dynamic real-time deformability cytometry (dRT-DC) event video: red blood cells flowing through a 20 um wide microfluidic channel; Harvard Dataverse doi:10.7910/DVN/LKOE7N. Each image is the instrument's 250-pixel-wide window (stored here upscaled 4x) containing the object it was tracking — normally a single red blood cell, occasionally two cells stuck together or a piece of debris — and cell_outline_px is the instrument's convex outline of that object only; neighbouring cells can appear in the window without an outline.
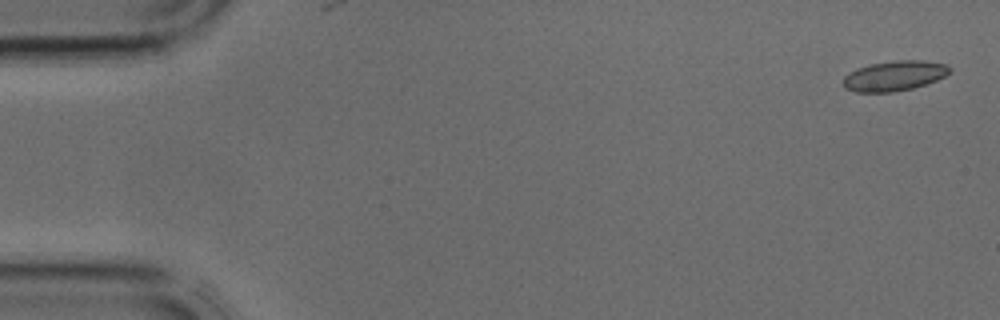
{"species": "common noctule bat (a hibernating species)", "species_latin": "Nyctalus noctula", "temperature_condition": "cold", "stored_images_in_passage": 3, "camera_frame_rate_fps": 3000, "um_per_image_px": 0.085, "animal": {"sex": "male", "body_mass_g": 17.9, "forearm_length_mm": 54.2}, "frame": {"image": 1, "passage_image": 1, "time_ms": 0.0, "image_size_px": [1000, 320], "cell_outline_px": [[952, 68], [944, 76], [936, 80], [912, 88], [892, 92], [856, 92], [844, 88], [844, 76], [848, 72], [856, 68], [872, 64], [896, 60], [924, 60], [948, 64]], "centroid_in_image_um": [76.01, 6.43], "position_along_channel_um": 9.0, "area_um2": 18.61}}